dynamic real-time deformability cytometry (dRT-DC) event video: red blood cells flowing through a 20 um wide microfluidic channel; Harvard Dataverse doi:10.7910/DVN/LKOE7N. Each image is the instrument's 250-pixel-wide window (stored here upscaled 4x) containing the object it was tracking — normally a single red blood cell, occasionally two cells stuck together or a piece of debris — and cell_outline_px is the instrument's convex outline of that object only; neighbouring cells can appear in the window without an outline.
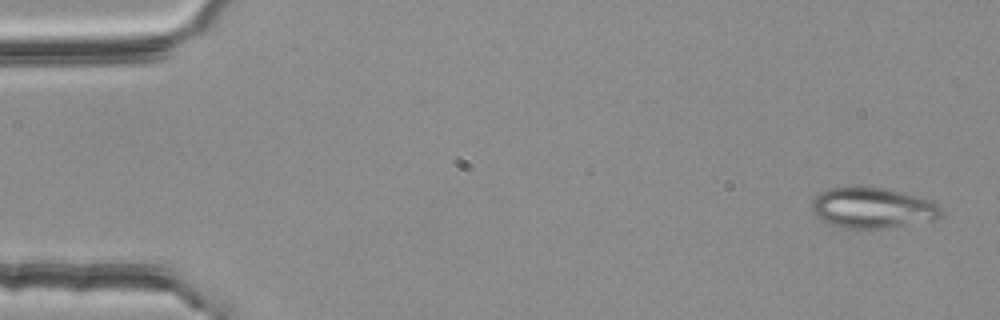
{"species": "common noctule bat (a hibernating species)", "species_latin": "Nyctalus noctula", "temperature_condition": "room temperature", "stored_images_in_passage": 4, "camera_frame_rate_fps": 3000, "um_per_image_px": 0.085, "animal": {"sex": "female", "body_mass_g": 25.1}, "frame": {"image": 1, "passage_image": 1, "time_ms": 0.0, "image_size_px": [1000, 320], "cell_outline_px": [[940, 216], [936, 220], [884, 228], [848, 228], [828, 224], [816, 216], [812, 212], [812, 200], [820, 192], [828, 188], [884, 188], [920, 196], [936, 200], [940, 204]], "centroid_in_image_um": [74.21, 17.67], "position_along_channel_um": 10.8, "area_um2": 30.63}}